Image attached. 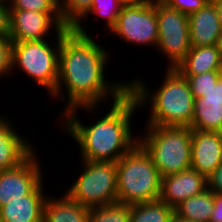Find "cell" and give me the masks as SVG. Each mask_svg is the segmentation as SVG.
<instances>
[{"instance_id":"obj_6","label":"cell","mask_w":222,"mask_h":222,"mask_svg":"<svg viewBox=\"0 0 222 222\" xmlns=\"http://www.w3.org/2000/svg\"><path fill=\"white\" fill-rule=\"evenodd\" d=\"M62 39V30L56 38L12 44V73L19 71L27 74L34 87L45 89L50 96L54 93L59 73V50ZM52 43V44H51ZM17 69V70H16Z\"/></svg>"},{"instance_id":"obj_13","label":"cell","mask_w":222,"mask_h":222,"mask_svg":"<svg viewBox=\"0 0 222 222\" xmlns=\"http://www.w3.org/2000/svg\"><path fill=\"white\" fill-rule=\"evenodd\" d=\"M221 163V132L192 129L191 168L207 178Z\"/></svg>"},{"instance_id":"obj_8","label":"cell","mask_w":222,"mask_h":222,"mask_svg":"<svg viewBox=\"0 0 222 222\" xmlns=\"http://www.w3.org/2000/svg\"><path fill=\"white\" fill-rule=\"evenodd\" d=\"M156 17L157 52L168 61L166 68L175 69L191 49L188 15L156 0Z\"/></svg>"},{"instance_id":"obj_33","label":"cell","mask_w":222,"mask_h":222,"mask_svg":"<svg viewBox=\"0 0 222 222\" xmlns=\"http://www.w3.org/2000/svg\"><path fill=\"white\" fill-rule=\"evenodd\" d=\"M122 6H135L149 2L150 0H118Z\"/></svg>"},{"instance_id":"obj_30","label":"cell","mask_w":222,"mask_h":222,"mask_svg":"<svg viewBox=\"0 0 222 222\" xmlns=\"http://www.w3.org/2000/svg\"><path fill=\"white\" fill-rule=\"evenodd\" d=\"M207 189L213 193H222V163L207 177Z\"/></svg>"},{"instance_id":"obj_25","label":"cell","mask_w":222,"mask_h":222,"mask_svg":"<svg viewBox=\"0 0 222 222\" xmlns=\"http://www.w3.org/2000/svg\"><path fill=\"white\" fill-rule=\"evenodd\" d=\"M9 10L60 12L59 0H7Z\"/></svg>"},{"instance_id":"obj_35","label":"cell","mask_w":222,"mask_h":222,"mask_svg":"<svg viewBox=\"0 0 222 222\" xmlns=\"http://www.w3.org/2000/svg\"><path fill=\"white\" fill-rule=\"evenodd\" d=\"M169 222H190V221H188L186 219H183V218L179 217L177 214L174 213L171 216V219H170Z\"/></svg>"},{"instance_id":"obj_21","label":"cell","mask_w":222,"mask_h":222,"mask_svg":"<svg viewBox=\"0 0 222 222\" xmlns=\"http://www.w3.org/2000/svg\"><path fill=\"white\" fill-rule=\"evenodd\" d=\"M191 129L200 131H222V102L195 98Z\"/></svg>"},{"instance_id":"obj_19","label":"cell","mask_w":222,"mask_h":222,"mask_svg":"<svg viewBox=\"0 0 222 222\" xmlns=\"http://www.w3.org/2000/svg\"><path fill=\"white\" fill-rule=\"evenodd\" d=\"M122 7L123 6L118 0H93L89 12L72 29L77 31L79 34L92 36V32L88 31V28H91V26H86L84 21L86 20V22H88L87 20H90L89 16H93L94 19L92 18L91 20L97 21L101 18L104 20V26L108 31V34L116 25L118 15L120 14Z\"/></svg>"},{"instance_id":"obj_2","label":"cell","mask_w":222,"mask_h":222,"mask_svg":"<svg viewBox=\"0 0 222 222\" xmlns=\"http://www.w3.org/2000/svg\"><path fill=\"white\" fill-rule=\"evenodd\" d=\"M100 107L79 106L62 114L57 121H61V131H65L66 136L79 146L80 160L117 162L138 142L131 125L134 124V114L138 113L136 111L139 109L143 112L144 109L140 110L135 97L128 91L119 100L109 104V110L103 111L104 116L101 114L99 119L93 117L96 121L93 122L92 118V123L85 125L78 118L77 113L80 111L94 115Z\"/></svg>"},{"instance_id":"obj_22","label":"cell","mask_w":222,"mask_h":222,"mask_svg":"<svg viewBox=\"0 0 222 222\" xmlns=\"http://www.w3.org/2000/svg\"><path fill=\"white\" fill-rule=\"evenodd\" d=\"M174 208L155 200L131 205L129 222H169Z\"/></svg>"},{"instance_id":"obj_34","label":"cell","mask_w":222,"mask_h":222,"mask_svg":"<svg viewBox=\"0 0 222 222\" xmlns=\"http://www.w3.org/2000/svg\"><path fill=\"white\" fill-rule=\"evenodd\" d=\"M214 5L216 6L218 17H219V23L222 30V0H211Z\"/></svg>"},{"instance_id":"obj_26","label":"cell","mask_w":222,"mask_h":222,"mask_svg":"<svg viewBox=\"0 0 222 222\" xmlns=\"http://www.w3.org/2000/svg\"><path fill=\"white\" fill-rule=\"evenodd\" d=\"M184 77L189 83L194 98H201L204 93L220 79L219 71L204 72L202 74Z\"/></svg>"},{"instance_id":"obj_20","label":"cell","mask_w":222,"mask_h":222,"mask_svg":"<svg viewBox=\"0 0 222 222\" xmlns=\"http://www.w3.org/2000/svg\"><path fill=\"white\" fill-rule=\"evenodd\" d=\"M214 209V193L206 189L199 195L190 197L174 208V213L190 222H210Z\"/></svg>"},{"instance_id":"obj_37","label":"cell","mask_w":222,"mask_h":222,"mask_svg":"<svg viewBox=\"0 0 222 222\" xmlns=\"http://www.w3.org/2000/svg\"><path fill=\"white\" fill-rule=\"evenodd\" d=\"M219 75H220V79L222 80V58H221V63H220V68H219Z\"/></svg>"},{"instance_id":"obj_5","label":"cell","mask_w":222,"mask_h":222,"mask_svg":"<svg viewBox=\"0 0 222 222\" xmlns=\"http://www.w3.org/2000/svg\"><path fill=\"white\" fill-rule=\"evenodd\" d=\"M138 143L150 155L161 177L191 168L192 129L145 125Z\"/></svg>"},{"instance_id":"obj_16","label":"cell","mask_w":222,"mask_h":222,"mask_svg":"<svg viewBox=\"0 0 222 222\" xmlns=\"http://www.w3.org/2000/svg\"><path fill=\"white\" fill-rule=\"evenodd\" d=\"M188 19L191 47L218 44L222 30L216 6L211 0L188 15Z\"/></svg>"},{"instance_id":"obj_31","label":"cell","mask_w":222,"mask_h":222,"mask_svg":"<svg viewBox=\"0 0 222 222\" xmlns=\"http://www.w3.org/2000/svg\"><path fill=\"white\" fill-rule=\"evenodd\" d=\"M201 98L205 101L222 102V80L219 79Z\"/></svg>"},{"instance_id":"obj_7","label":"cell","mask_w":222,"mask_h":222,"mask_svg":"<svg viewBox=\"0 0 222 222\" xmlns=\"http://www.w3.org/2000/svg\"><path fill=\"white\" fill-rule=\"evenodd\" d=\"M80 161L81 172L65 193L88 208L118 202L116 162Z\"/></svg>"},{"instance_id":"obj_24","label":"cell","mask_w":222,"mask_h":222,"mask_svg":"<svg viewBox=\"0 0 222 222\" xmlns=\"http://www.w3.org/2000/svg\"><path fill=\"white\" fill-rule=\"evenodd\" d=\"M93 0H59L63 24L73 28L91 9Z\"/></svg>"},{"instance_id":"obj_18","label":"cell","mask_w":222,"mask_h":222,"mask_svg":"<svg viewBox=\"0 0 222 222\" xmlns=\"http://www.w3.org/2000/svg\"><path fill=\"white\" fill-rule=\"evenodd\" d=\"M221 58L218 45L191 47L185 58L175 69L182 76L219 71Z\"/></svg>"},{"instance_id":"obj_10","label":"cell","mask_w":222,"mask_h":222,"mask_svg":"<svg viewBox=\"0 0 222 222\" xmlns=\"http://www.w3.org/2000/svg\"><path fill=\"white\" fill-rule=\"evenodd\" d=\"M9 24V37L13 42L43 40L49 39V36L54 38L63 28H67L60 12L9 10Z\"/></svg>"},{"instance_id":"obj_12","label":"cell","mask_w":222,"mask_h":222,"mask_svg":"<svg viewBox=\"0 0 222 222\" xmlns=\"http://www.w3.org/2000/svg\"><path fill=\"white\" fill-rule=\"evenodd\" d=\"M207 189V178L189 168L180 173L162 177L159 200L175 208L184 200Z\"/></svg>"},{"instance_id":"obj_14","label":"cell","mask_w":222,"mask_h":222,"mask_svg":"<svg viewBox=\"0 0 222 222\" xmlns=\"http://www.w3.org/2000/svg\"><path fill=\"white\" fill-rule=\"evenodd\" d=\"M12 120L0 114V171L22 164L35 150L34 144L19 135Z\"/></svg>"},{"instance_id":"obj_9","label":"cell","mask_w":222,"mask_h":222,"mask_svg":"<svg viewBox=\"0 0 222 222\" xmlns=\"http://www.w3.org/2000/svg\"><path fill=\"white\" fill-rule=\"evenodd\" d=\"M133 44L156 48L158 43V23L156 0L135 6H123L114 28L109 34Z\"/></svg>"},{"instance_id":"obj_27","label":"cell","mask_w":222,"mask_h":222,"mask_svg":"<svg viewBox=\"0 0 222 222\" xmlns=\"http://www.w3.org/2000/svg\"><path fill=\"white\" fill-rule=\"evenodd\" d=\"M12 44L10 37L0 38V78H11Z\"/></svg>"},{"instance_id":"obj_28","label":"cell","mask_w":222,"mask_h":222,"mask_svg":"<svg viewBox=\"0 0 222 222\" xmlns=\"http://www.w3.org/2000/svg\"><path fill=\"white\" fill-rule=\"evenodd\" d=\"M165 5L190 15L203 8L210 0H160Z\"/></svg>"},{"instance_id":"obj_15","label":"cell","mask_w":222,"mask_h":222,"mask_svg":"<svg viewBox=\"0 0 222 222\" xmlns=\"http://www.w3.org/2000/svg\"><path fill=\"white\" fill-rule=\"evenodd\" d=\"M43 180L30 194L1 206L0 222H43L47 193Z\"/></svg>"},{"instance_id":"obj_11","label":"cell","mask_w":222,"mask_h":222,"mask_svg":"<svg viewBox=\"0 0 222 222\" xmlns=\"http://www.w3.org/2000/svg\"><path fill=\"white\" fill-rule=\"evenodd\" d=\"M36 150L22 164L0 171V205L30 194L44 179ZM38 155V156H37Z\"/></svg>"},{"instance_id":"obj_23","label":"cell","mask_w":222,"mask_h":222,"mask_svg":"<svg viewBox=\"0 0 222 222\" xmlns=\"http://www.w3.org/2000/svg\"><path fill=\"white\" fill-rule=\"evenodd\" d=\"M131 205L120 202L93 207L88 222H129Z\"/></svg>"},{"instance_id":"obj_36","label":"cell","mask_w":222,"mask_h":222,"mask_svg":"<svg viewBox=\"0 0 222 222\" xmlns=\"http://www.w3.org/2000/svg\"><path fill=\"white\" fill-rule=\"evenodd\" d=\"M218 49L220 50V54H221V57H222V33L220 35V38H219V41H218Z\"/></svg>"},{"instance_id":"obj_4","label":"cell","mask_w":222,"mask_h":222,"mask_svg":"<svg viewBox=\"0 0 222 222\" xmlns=\"http://www.w3.org/2000/svg\"><path fill=\"white\" fill-rule=\"evenodd\" d=\"M118 202L127 205L159 200L162 177L137 142L116 162Z\"/></svg>"},{"instance_id":"obj_17","label":"cell","mask_w":222,"mask_h":222,"mask_svg":"<svg viewBox=\"0 0 222 222\" xmlns=\"http://www.w3.org/2000/svg\"><path fill=\"white\" fill-rule=\"evenodd\" d=\"M89 210L90 208L73 201L65 192L57 198L48 195L43 222H88Z\"/></svg>"},{"instance_id":"obj_1","label":"cell","mask_w":222,"mask_h":222,"mask_svg":"<svg viewBox=\"0 0 222 222\" xmlns=\"http://www.w3.org/2000/svg\"><path fill=\"white\" fill-rule=\"evenodd\" d=\"M96 37H100L99 33L86 36L72 28L62 29L58 80L51 99L58 103L66 101V104L57 119L79 106L108 105L128 92L127 81L123 83L106 78V65L110 63L112 54H109L106 46L100 45L102 42Z\"/></svg>"},{"instance_id":"obj_3","label":"cell","mask_w":222,"mask_h":222,"mask_svg":"<svg viewBox=\"0 0 222 222\" xmlns=\"http://www.w3.org/2000/svg\"><path fill=\"white\" fill-rule=\"evenodd\" d=\"M165 69L163 81L156 89L137 75L128 81V91L135 97L140 109H150L146 125L190 127L195 98L189 83L176 69Z\"/></svg>"},{"instance_id":"obj_29","label":"cell","mask_w":222,"mask_h":222,"mask_svg":"<svg viewBox=\"0 0 222 222\" xmlns=\"http://www.w3.org/2000/svg\"><path fill=\"white\" fill-rule=\"evenodd\" d=\"M9 36V6L7 0H0V38Z\"/></svg>"},{"instance_id":"obj_32","label":"cell","mask_w":222,"mask_h":222,"mask_svg":"<svg viewBox=\"0 0 222 222\" xmlns=\"http://www.w3.org/2000/svg\"><path fill=\"white\" fill-rule=\"evenodd\" d=\"M210 222H222V193H214V209Z\"/></svg>"}]
</instances>
